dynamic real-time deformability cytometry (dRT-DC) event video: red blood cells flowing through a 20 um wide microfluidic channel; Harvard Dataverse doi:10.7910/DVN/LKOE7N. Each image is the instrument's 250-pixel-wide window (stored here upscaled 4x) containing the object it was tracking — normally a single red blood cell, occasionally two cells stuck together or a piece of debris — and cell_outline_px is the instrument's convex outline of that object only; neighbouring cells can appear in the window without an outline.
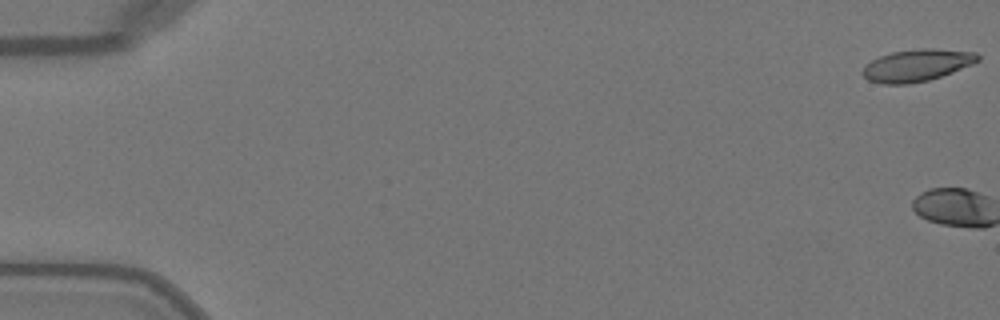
{"species": "Egyptian fruit bat (a non-hibernating species)", "species_latin": "Rousettus aegyptiacus", "temperature_condition": "warm", "stored_images_in_passage": 3, "camera_frame_rate_fps": 3000, "um_per_image_px": 0.085, "animal": {"sex": "female"}, "frame": {"image": 1, "passage_image": 1, "time_ms": 0.0, "image_size_px": [1000, 320], "cell_outline_px": [[980, 60], [972, 64], [952, 72], [928, 80], [908, 84], [880, 84], [868, 80], [860, 72], [872, 60], [880, 56], [892, 52], [924, 48], [928, 48], [976, 52], [980, 56]], "centroid_in_image_um": [77.93, 5.55], "position_along_channel_um": 7.1, "area_um2": 21.33}}